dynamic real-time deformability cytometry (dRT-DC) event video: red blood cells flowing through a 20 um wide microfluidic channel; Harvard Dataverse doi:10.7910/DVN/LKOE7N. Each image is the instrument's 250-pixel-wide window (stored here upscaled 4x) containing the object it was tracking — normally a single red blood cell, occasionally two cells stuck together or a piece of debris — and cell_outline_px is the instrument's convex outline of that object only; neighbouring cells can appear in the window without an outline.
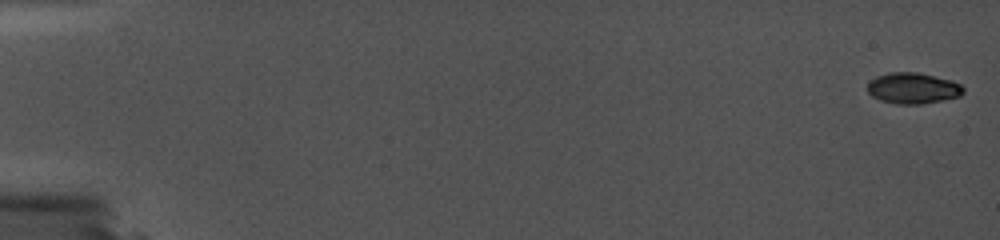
{"species": "common noctule bat (a hibernating species)", "species_latin": "Nyctalus noctula", "temperature_condition": "cold", "stored_images_in_passage": 17, "camera_frame_rate_fps": 5000, "um_per_image_px": 0.085, "animal": {"sex": "female", "body_mass_g": 19.0, "forearm_length_mm": 56.7}, "frame": {"image": 1, "passage_image": 1, "time_ms": 0.0, "image_size_px": [1000, 240], "cell_outline_px": [[964, 92], [960, 96], [920, 104], [896, 104], [880, 100], [872, 96], [868, 92], [868, 80], [876, 76], [888, 72], [916, 72], [952, 80], [960, 84], [964, 88]], "centroid_in_image_um": [77.57, 7.49], "position_along_channel_um": 7.4, "area_um2": 17.34}}
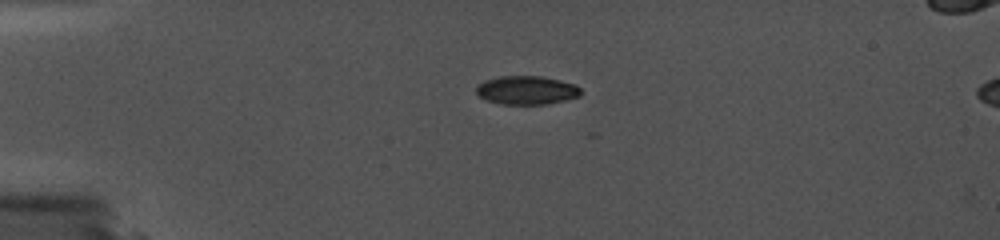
{"frame": {"image": 2, "passage_image": 10, "time_ms": 4.6, "image_size_px": [1000, 240], "cell_outline_px": [[580, 96], [548, 104], [500, 104], [488, 100], [480, 96], [476, 92], [476, 84], [484, 80], [500, 76], [540, 76], [560, 80], [576, 84], [580, 88]], "centroid_in_image_um": [44.75, 7.66], "position_along_channel_um": 40.2, "area_um2": 17.46}}